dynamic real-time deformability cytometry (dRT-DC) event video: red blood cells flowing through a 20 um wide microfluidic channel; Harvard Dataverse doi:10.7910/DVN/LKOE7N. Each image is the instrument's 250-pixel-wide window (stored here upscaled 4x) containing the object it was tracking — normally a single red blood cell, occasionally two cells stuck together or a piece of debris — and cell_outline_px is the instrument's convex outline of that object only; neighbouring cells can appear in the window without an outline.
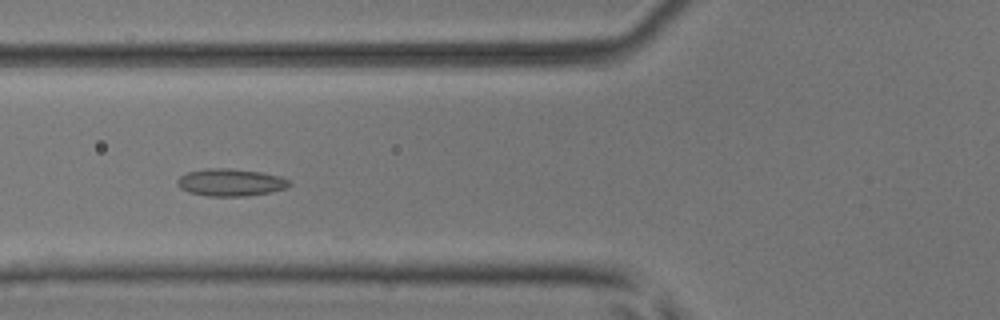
{"species": "common noctule bat (a hibernating species)", "species_latin": "Nyctalus noctula", "temperature_condition": "room temperature", "stored_images_in_passage": 41, "camera_frame_rate_fps": 3000, "um_per_image_px": 0.085, "animal": {"sex": "male", "body_mass_g": 17.9, "forearm_length_mm": 54.2}, "frame": {"image": 1, "passage_image": 10, "time_ms": 3.0, "image_size_px": [1000, 320], "cell_outline_px": [[292, 184], [288, 188], [248, 196], [208, 196], [188, 192], [180, 188], [176, 184], [176, 180], [180, 176], [188, 172], [204, 168], [228, 168], [260, 172], [280, 176], [288, 180]], "centroid_in_image_um": [19.58, 15.5], "position_along_channel_um": 106.2, "area_um2": 17.92}}
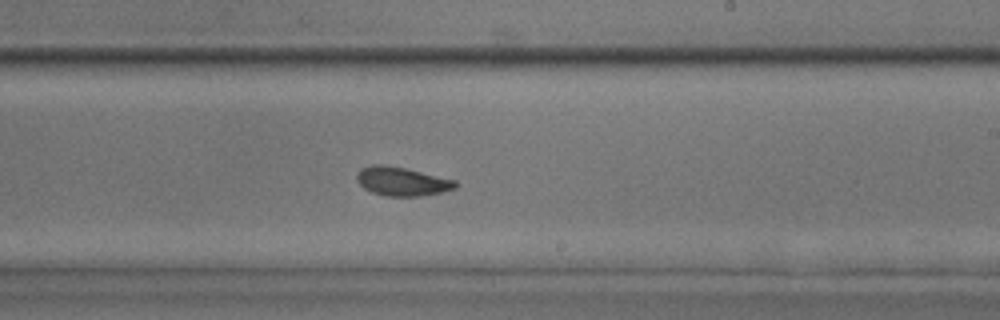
{"frame": {"image": 2, "passage_image": 21, "time_ms": 6.667, "image_size_px": [1000, 320], "cell_outline_px": [[456, 188], [440, 192], [420, 196], [384, 196], [372, 192], [364, 188], [356, 180], [356, 176], [360, 168], [372, 164], [384, 164], [404, 168], [456, 180]], "centroid_in_image_um": [34.12, 15.41], "position_along_channel_um": 254.9, "area_um2": 16.47}}
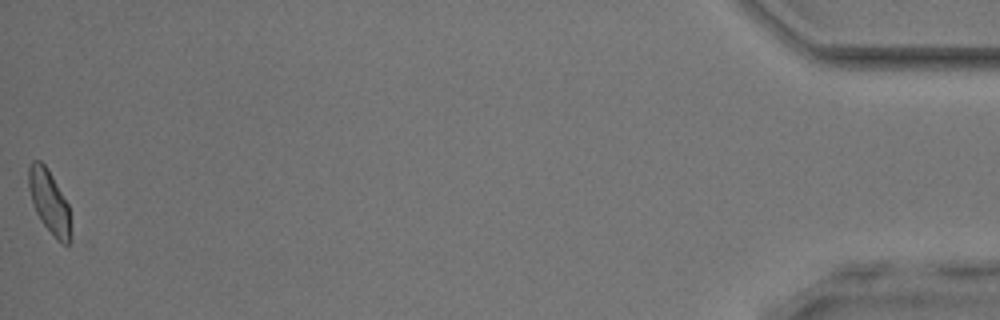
{"frame": {"image": 3, "passage_image": 41, "time_ms": 13.333, "image_size_px": [1000, 320], "cell_outline_px": [[72, 240], [68, 244], [60, 244], [56, 240], [44, 224], [36, 212], [32, 204], [28, 188], [28, 164], [32, 160], [40, 160], [48, 168], [68, 204], [72, 236]], "centroid_in_image_um": [4.19, 17.16], "position_along_channel_um": 431.0, "area_um2": 15.84}, "authors_computed_cell_mechanics": {"area_um2": 16.2996, "velocity_mm_per_s": 4.0693, "shape_relaxation_time_tau1_ms": 6.024, "shape_relaxation_time_tau2_ms": 2.2721, "deformation_change_tau1": 0.0981, "deformation_change_tau2": 0.0867}}